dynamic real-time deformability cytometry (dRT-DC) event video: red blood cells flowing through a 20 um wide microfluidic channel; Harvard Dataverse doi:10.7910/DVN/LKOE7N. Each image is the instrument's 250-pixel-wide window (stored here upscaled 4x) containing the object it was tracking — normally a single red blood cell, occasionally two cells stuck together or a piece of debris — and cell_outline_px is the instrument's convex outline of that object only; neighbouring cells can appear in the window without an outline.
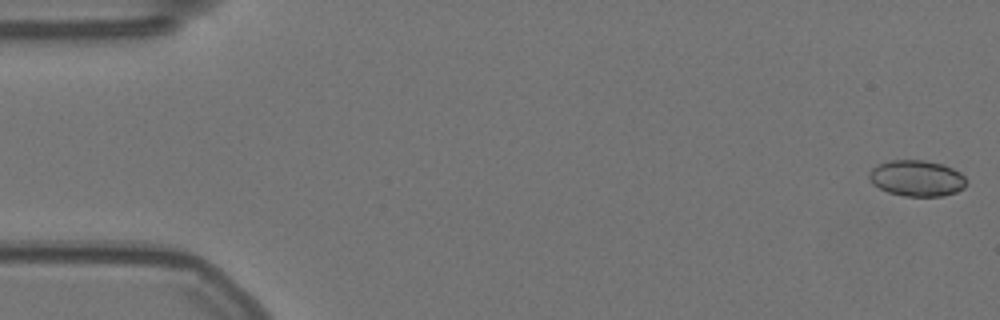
{"species": "Egyptian fruit bat (a non-hibernating species)", "species_latin": "Rousettus aegyptiacus", "temperature_condition": "warm", "stored_images_in_passage": 56, "camera_frame_rate_fps": 3000, "um_per_image_px": 0.085, "animal": {"sex": "female"}, "frame": {"image": 1, "passage_image": 1, "time_ms": 0.0, "image_size_px": [1000, 320], "cell_outline_px": [[968, 184], [964, 188], [956, 192], [944, 196], [904, 196], [888, 192], [872, 184], [868, 176], [872, 168], [888, 160], [924, 160], [944, 164], [960, 172], [964, 176]], "centroid_in_image_um": [77.95, 15.15], "position_along_channel_um": 7.0, "area_um2": 20.58}}
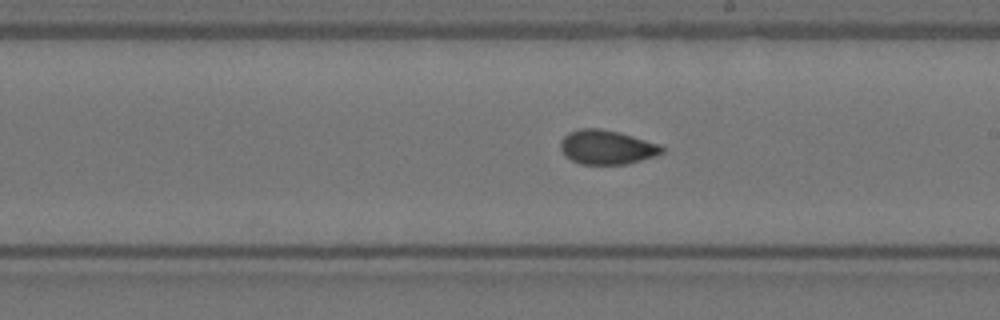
{"frame": {"image": 2, "passage_image": 32, "time_ms": 10.333, "image_size_px": [1000, 320], "cell_outline_px": [[664, 152], [656, 156], [628, 164], [580, 164], [572, 160], [560, 148], [560, 140], [568, 132], [580, 128], [600, 128], [620, 132], [660, 144], [664, 148]], "centroid_in_image_um": [51.6, 12.5], "position_along_channel_um": 237.4, "area_um2": 20.35}}
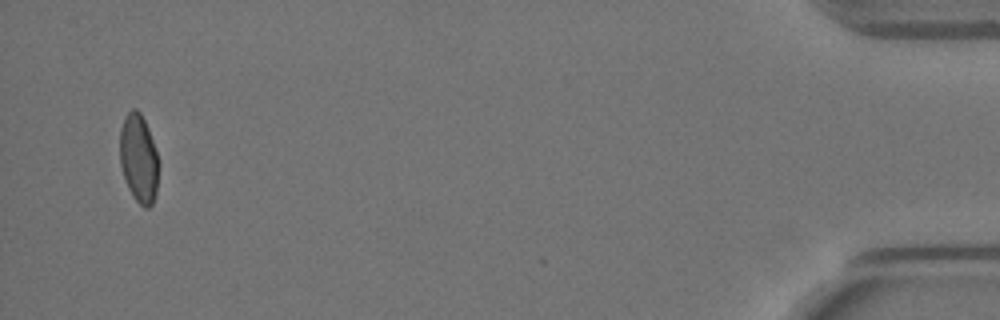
{"frame": {"image": 3, "passage_image": 55, "time_ms": 18.0, "image_size_px": [1000, 320], "cell_outline_px": [[156, 192], [152, 204], [148, 208], [144, 208], [132, 196], [128, 188], [120, 164], [120, 128], [124, 116], [132, 108], [136, 108], [140, 112], [148, 128], [156, 152]], "centroid_in_image_um": [11.75, 13.44], "position_along_channel_um": 423.5, "area_um2": 19.59}, "authors_computed_cell_mechanics": {"area_um2": 20.3456, "velocity_mm_per_s": 3.5617, "shape_relaxation_time_tau1_ms": 7.5998, "shape_relaxation_time_tau2_ms": 1.342, "deformation_change_tau1": 0.1806, "deformation_change_tau2": 0.0586}}